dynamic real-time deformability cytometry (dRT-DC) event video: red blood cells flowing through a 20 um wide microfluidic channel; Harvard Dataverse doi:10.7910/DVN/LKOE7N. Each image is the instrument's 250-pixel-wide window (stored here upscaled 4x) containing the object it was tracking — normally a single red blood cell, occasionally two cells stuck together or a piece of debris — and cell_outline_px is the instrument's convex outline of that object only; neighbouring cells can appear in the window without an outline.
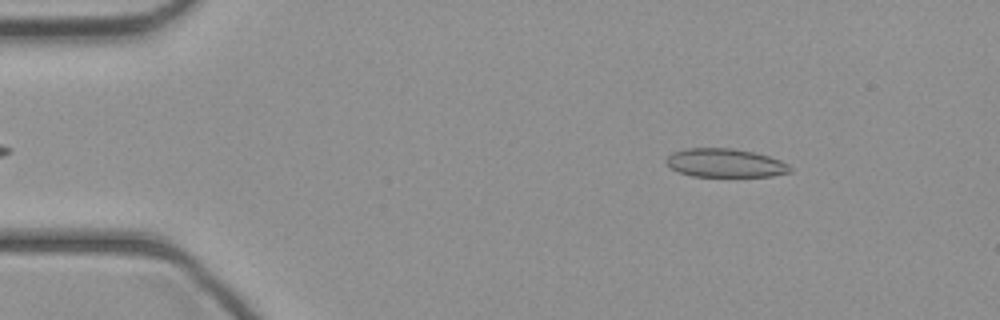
{"species": "common noctule bat (a hibernating species)", "species_latin": "Nyctalus noctula", "temperature_condition": "cold", "stored_images_in_passage": 43, "camera_frame_rate_fps": 3000, "um_per_image_px": 0.085, "animal": {"sex": "female", "body_mass_g": 21.9}, "frame": {"image": 1, "passage_image": 5, "time_ms": 1.333, "image_size_px": [1000, 320], "cell_outline_px": [[792, 172], [772, 176], [692, 176], [680, 172], [664, 164], [664, 160], [672, 152], [684, 148], [732, 148], [752, 152], [768, 156], [780, 160], [788, 164], [792, 168]], "centroid_in_image_um": [61.61, 13.85], "position_along_channel_um": 23.4, "area_um2": 20.69}}
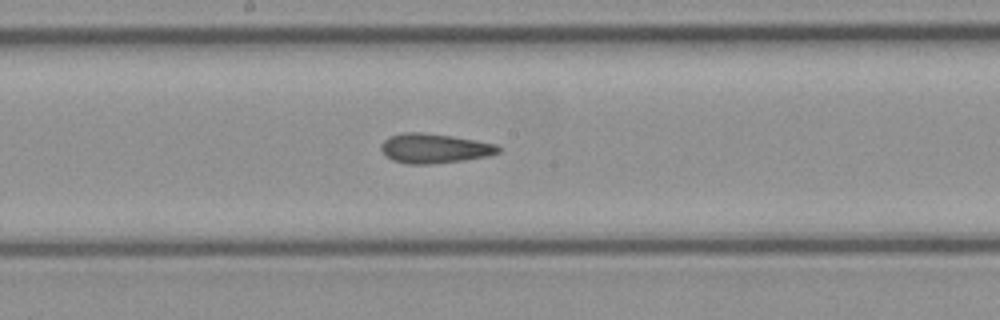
{"frame": {"image": 2, "passage_image": 22, "time_ms": 7.0, "image_size_px": [1000, 320], "cell_outline_px": [[500, 152], [488, 156], [464, 160], [428, 164], [408, 164], [392, 160], [380, 148], [380, 144], [388, 136], [404, 132], [420, 132], [452, 136], [496, 144], [500, 148]], "centroid_in_image_um": [36.9, 12.61], "position_along_channel_um": 211.3, "area_um2": 20.11}}
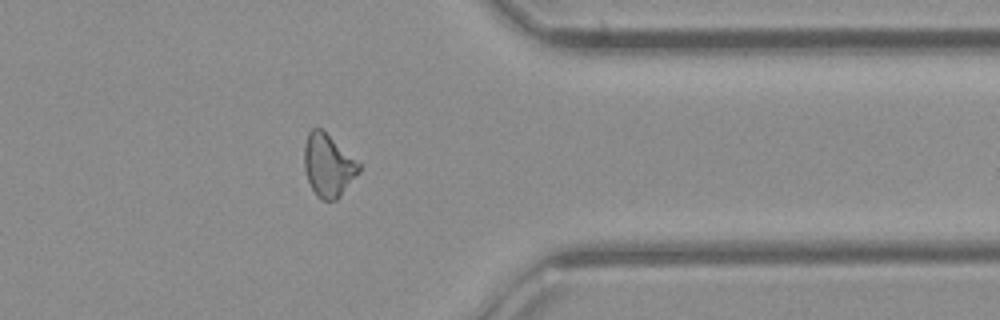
{"frame": {"image": 3, "passage_image": 34, "time_ms": 11.0, "image_size_px": [1000, 320], "cell_outline_px": [[360, 172], [340, 196], [336, 200], [324, 200], [316, 196], [308, 180], [304, 168], [304, 144], [308, 132], [312, 128], [320, 128], [360, 164]], "centroid_in_image_um": [27.88, 14.07], "position_along_channel_um": 383.5, "area_um2": 19.65}}